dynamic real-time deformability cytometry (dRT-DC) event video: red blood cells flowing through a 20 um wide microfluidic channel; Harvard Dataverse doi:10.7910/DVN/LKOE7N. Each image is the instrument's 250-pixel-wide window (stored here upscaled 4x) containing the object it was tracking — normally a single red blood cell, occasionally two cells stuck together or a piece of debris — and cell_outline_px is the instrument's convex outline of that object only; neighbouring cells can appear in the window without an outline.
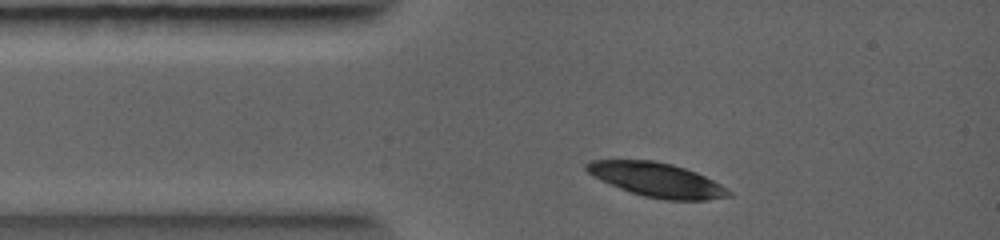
{"species": "common noctule bat (a hibernating species)", "species_latin": "Nyctalus noctula", "temperature_condition": "warm", "stored_images_in_passage": 1, "camera_frame_rate_fps": 5000, "um_per_image_px": 0.085, "animal": {"sex": "female", "body_mass_g": 19.0, "forearm_length_mm": 56.7}, "frame": {"image": 1, "passage_image": 1, "time_ms": 0.0, "image_size_px": [1000, 240], "cell_outline_px": [[732, 196], [708, 200], [664, 200], [644, 196], [608, 184], [592, 176], [584, 168], [584, 164], [592, 160], [652, 160], [672, 164], [696, 172], [720, 184], [732, 192]], "centroid_in_image_um": [55.82, 15.29], "position_along_channel_um": 29.2, "area_um2": 28.26}}